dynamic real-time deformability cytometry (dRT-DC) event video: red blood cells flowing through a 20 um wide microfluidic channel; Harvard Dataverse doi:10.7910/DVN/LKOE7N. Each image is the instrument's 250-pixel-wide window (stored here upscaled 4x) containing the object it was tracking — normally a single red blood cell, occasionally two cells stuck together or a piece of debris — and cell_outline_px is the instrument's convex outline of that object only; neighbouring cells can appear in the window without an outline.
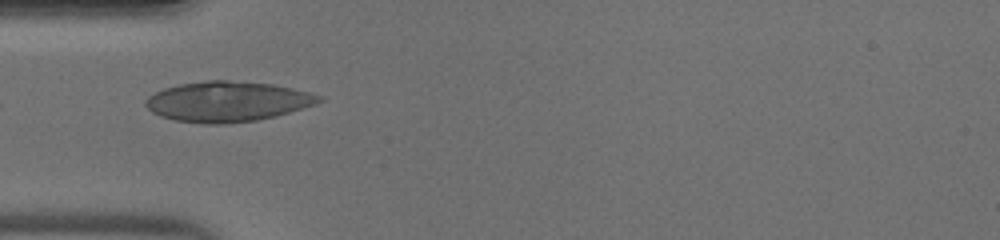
{"species": "human", "species_latin": "Homo sapiens", "temperature_condition": "warm", "stored_images_in_passage": 33, "camera_frame_rate_fps": 3000, "um_per_image_px": 0.085, "donor": {"sex": "male"}, "frame": {"image": 1, "passage_image": 1, "time_ms": 0.0, "image_size_px": [1000, 240], "cell_outline_px": [[324, 100], [316, 104], [276, 116], [256, 120], [224, 124], [204, 124], [176, 120], [160, 116], [152, 112], [144, 104], [144, 100], [148, 96], [164, 88], [180, 84], [204, 80], [228, 80], [272, 84], [292, 88], [324, 96]], "centroid_in_image_um": [19.33, 8.63], "position_along_channel_um": 65.7, "area_um2": 40.75}}
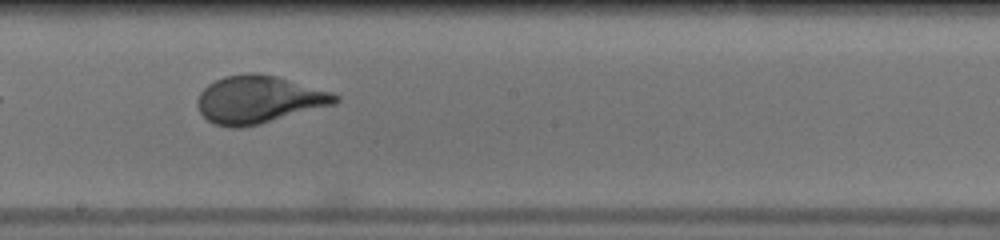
{"frame": {"image": 2, "passage_image": 12, "time_ms": 3.667, "image_size_px": [1000, 240], "cell_outline_px": [[340, 100], [336, 104], [260, 124], [240, 128], [232, 128], [212, 124], [200, 112], [196, 104], [196, 100], [200, 92], [208, 84], [224, 76], [244, 72], [256, 72], [276, 76], [332, 92], [340, 96]], "centroid_in_image_um": [21.98, 8.46], "position_along_channel_um": 226.2, "area_um2": 38.55}}
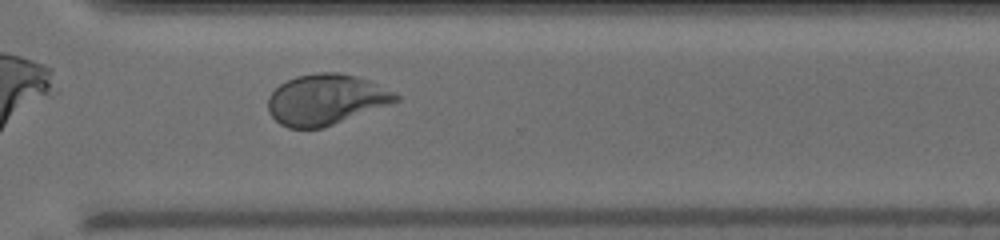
{"frame": {"image": 3, "passage_image": 20, "time_ms": 6.333, "image_size_px": [1000, 240], "cell_outline_px": [[400, 100], [324, 128], [288, 128], [280, 124], [268, 112], [268, 96], [280, 84], [296, 76], [320, 72], [340, 72], [356, 76], [368, 80], [396, 92], [400, 96]], "centroid_in_image_um": [27.7, 8.46], "position_along_channel_um": 342.9, "area_um2": 37.69}}